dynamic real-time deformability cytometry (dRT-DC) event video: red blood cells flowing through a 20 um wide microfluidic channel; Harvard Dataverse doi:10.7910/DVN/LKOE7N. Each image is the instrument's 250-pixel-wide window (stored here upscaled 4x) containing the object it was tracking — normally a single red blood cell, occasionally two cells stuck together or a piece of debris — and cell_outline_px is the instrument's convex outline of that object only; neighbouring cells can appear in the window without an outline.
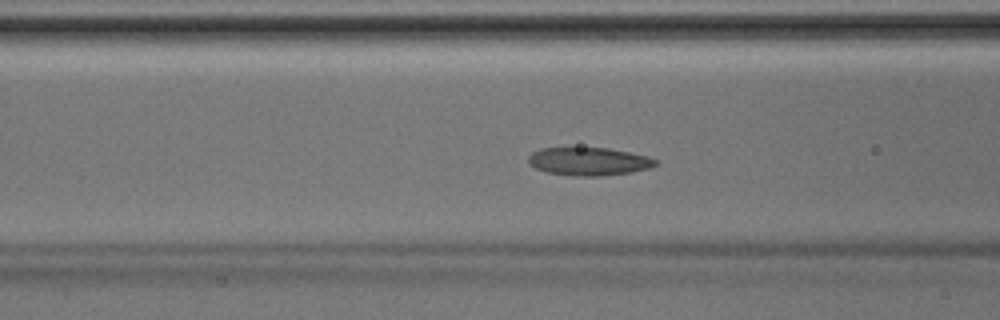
{"species": "Egyptian fruit bat (a non-hibernating species)", "species_latin": "Rousettus aegyptiacus", "temperature_condition": "room temperature", "stored_images_in_passage": 46, "camera_frame_rate_fps": 3000, "um_per_image_px": 0.085, "animal": {"sex": "male"}, "frame": {"image": 1, "passage_image": 18, "time_ms": 5.667, "image_size_px": [1000, 320], "cell_outline_px": [[660, 160], [656, 164], [648, 168], [632, 172], [600, 176], [576, 176], [548, 172], [536, 168], [528, 164], [528, 156], [532, 152], [540, 148], [608, 148], [648, 156]], "centroid_in_image_um": [50.05, 13.72], "position_along_channel_um": 116.6, "area_um2": 20.75}}
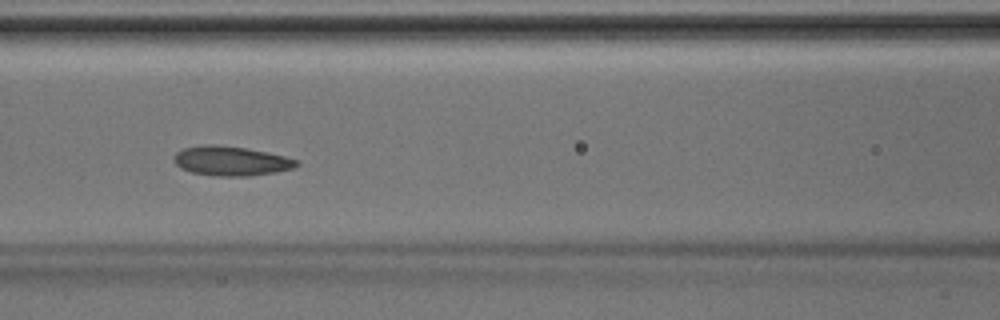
{"frame": {"image": 2, "passage_image": 20, "time_ms": 6.333, "image_size_px": [1000, 320], "cell_outline_px": [[300, 164], [292, 168], [276, 172], [248, 176], [216, 176], [192, 172], [180, 168], [172, 160], [172, 156], [176, 152], [184, 148], [204, 144], [212, 144], [244, 148], [284, 156], [300, 160]], "centroid_in_image_um": [19.61, 13.68], "position_along_channel_um": 147.0, "area_um2": 21.04}}
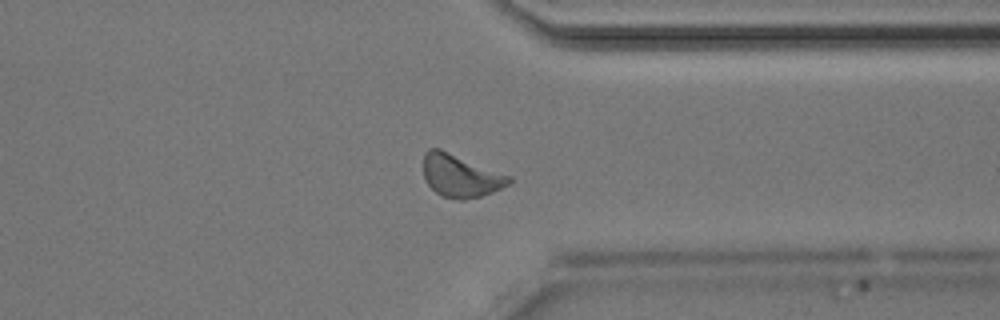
{"frame": {"image": 3, "passage_image": 35, "time_ms": 11.333, "image_size_px": [1000, 320], "cell_outline_px": [[512, 184], [492, 192], [480, 196], [464, 200], [460, 200], [440, 196], [428, 184], [424, 176], [424, 152], [428, 148], [440, 148], [512, 176]], "centroid_in_image_um": [39.17, 14.94], "position_along_channel_um": 372.2, "area_um2": 21.5}}